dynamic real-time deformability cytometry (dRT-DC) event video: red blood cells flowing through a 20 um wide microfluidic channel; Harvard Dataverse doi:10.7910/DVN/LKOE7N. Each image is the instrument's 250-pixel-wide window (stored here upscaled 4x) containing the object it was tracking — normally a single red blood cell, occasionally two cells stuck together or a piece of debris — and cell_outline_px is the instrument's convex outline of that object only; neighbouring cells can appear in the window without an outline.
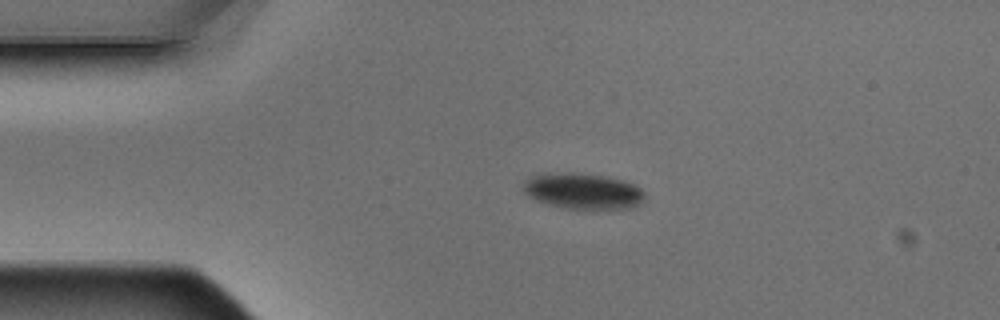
{"species": "Egyptian fruit bat (a non-hibernating species)", "species_latin": "Rousettus aegyptiacus", "temperature_condition": "warm", "stored_images_in_passage": 6, "camera_frame_rate_fps": 3000, "um_per_image_px": 0.085, "animal": {"sex": "male"}, "frame": {"image": 1, "passage_image": 3, "time_ms": 0.667, "image_size_px": [1000, 320], "cell_outline_px": [[644, 196], [636, 204], [628, 208], [568, 208], [548, 204], [536, 200], [524, 192], [524, 180], [532, 176], [568, 172], [572, 172], [608, 176], [624, 180], [636, 184], [644, 192]], "centroid_in_image_um": [49.55, 16.22], "position_along_channel_um": 35.4, "area_um2": 24.91}}
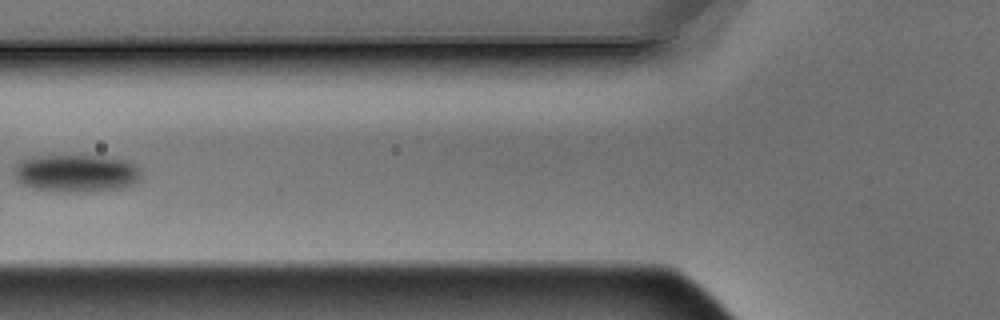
{"frame": {"image": 2, "passage_image": 5, "time_ms": 1.333, "image_size_px": [1000, 320], "cell_outline_px": [[140, 176], [132, 184], [120, 188], [84, 192], [56, 192], [32, 188], [20, 184], [12, 176], [12, 168], [20, 160], [28, 156], [104, 156], [132, 160], [140, 168]], "centroid_in_image_um": [6.41, 14.72], "position_along_channel_um": 119.4, "area_um2": 28.55}}
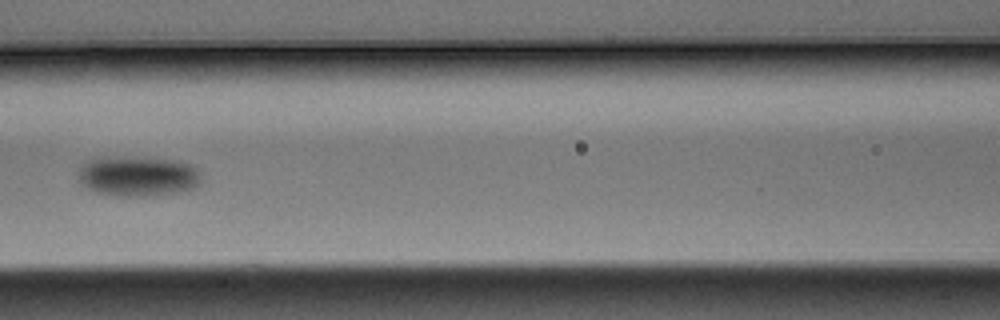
{"frame": {"image": 3, "passage_image": 6, "time_ms": 1.667, "image_size_px": [1000, 320], "cell_outline_px": [[200, 184], [196, 188], [180, 192], [148, 196], [128, 196], [96, 192], [88, 188], [80, 180], [80, 164], [84, 160], [104, 156], [180, 160], [192, 164], [200, 172]], "centroid_in_image_um": [11.76, 14.96], "position_along_channel_um": 154.8, "area_um2": 28.96}}